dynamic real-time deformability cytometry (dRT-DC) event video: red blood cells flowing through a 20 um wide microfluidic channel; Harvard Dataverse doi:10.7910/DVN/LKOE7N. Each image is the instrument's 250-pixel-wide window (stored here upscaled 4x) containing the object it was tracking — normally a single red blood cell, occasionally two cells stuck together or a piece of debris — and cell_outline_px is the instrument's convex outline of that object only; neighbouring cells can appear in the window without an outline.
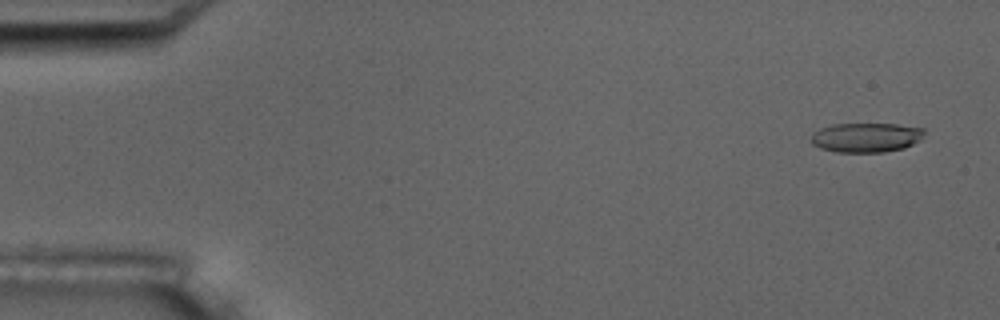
{"species": "common noctule bat (a hibernating species)", "species_latin": "Nyctalus noctula", "temperature_condition": "room temperature", "stored_images_in_passage": 5, "camera_frame_rate_fps": 3000, "um_per_image_px": 0.085, "animal": {"sex": "male", "body_mass_g": 17.5, "forearm_length_mm": 52.3}, "frame": {"image": 1, "passage_image": 1, "time_ms": 0.0, "image_size_px": [1000, 320], "cell_outline_px": [[924, 132], [920, 140], [904, 148], [884, 152], [836, 152], [820, 148], [812, 144], [812, 132], [820, 128], [832, 124], [896, 124], [924, 128]], "centroid_in_image_um": [73.6, 11.68], "position_along_channel_um": 11.4, "area_um2": 19.48}}